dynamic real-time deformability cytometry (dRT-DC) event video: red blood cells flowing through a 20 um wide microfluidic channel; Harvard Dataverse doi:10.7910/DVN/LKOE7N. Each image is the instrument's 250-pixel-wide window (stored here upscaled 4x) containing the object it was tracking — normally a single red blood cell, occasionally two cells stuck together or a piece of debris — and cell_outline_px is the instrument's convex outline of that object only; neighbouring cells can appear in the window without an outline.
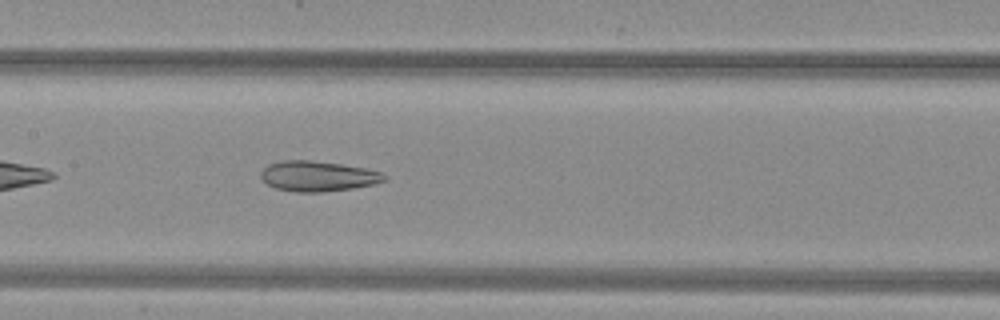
{"species": "common noctule bat (a hibernating species)", "species_latin": "Nyctalus noctula", "temperature_condition": "warm", "stored_images_in_passage": 35, "camera_frame_rate_fps": 3000, "um_per_image_px": 0.085, "animal": {"sex": "female", "body_mass_g": 29.2, "forearm_length_mm": 56.3}, "frame": {"image": 1, "passage_image": 10, "time_ms": 3.0, "image_size_px": [1000, 320], "cell_outline_px": [[388, 180], [372, 184], [352, 188], [324, 192], [296, 192], [276, 188], [268, 184], [260, 176], [260, 172], [268, 164], [284, 160], [308, 160], [340, 164], [364, 168], [380, 172], [388, 176]], "centroid_in_image_um": [27.02, 14.97], "position_along_channel_um": 180.4, "area_um2": 21.68}}
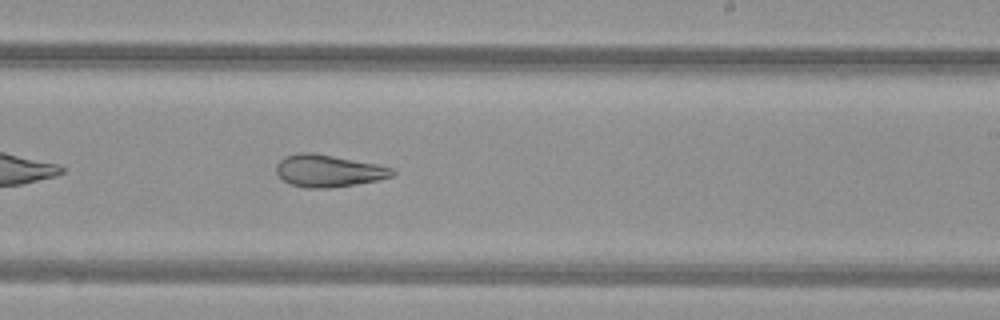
{"frame": {"image": 2, "passage_image": 16, "time_ms": 5.0, "image_size_px": [1000, 320], "cell_outline_px": [[396, 172], [392, 176], [380, 180], [332, 188], [304, 188], [292, 184], [284, 180], [276, 172], [276, 164], [284, 156], [300, 152], [312, 152], [380, 164], [392, 168]], "centroid_in_image_um": [27.94, 14.51], "position_along_channel_um": 261.1, "area_um2": 21.96}}
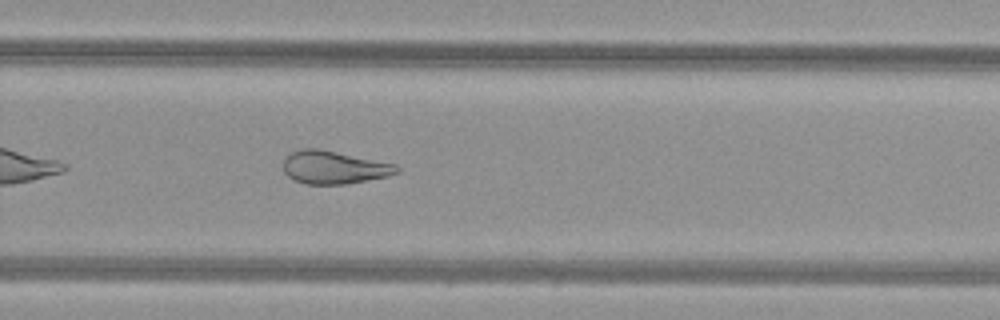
{"frame": {"image": 3, "passage_image": 19, "time_ms": 6.0, "image_size_px": [1000, 320], "cell_outline_px": [[400, 172], [388, 176], [368, 180], [344, 184], [304, 184], [292, 180], [284, 172], [284, 160], [292, 152], [300, 148], [320, 148], [396, 164], [400, 168]], "centroid_in_image_um": [28.39, 14.22], "position_along_channel_um": 301.4, "area_um2": 21.96}, "authors_computed_cell_mechanics": {"area_um2": 23.5824, "velocity_mm_per_s": 4.0567, "shape_relaxation_time_tau1_ms": null, "shape_relaxation_time_tau2_ms": 3.1557, "deformation_change_tau1": null, "deformation_change_tau2": 0.1124}}